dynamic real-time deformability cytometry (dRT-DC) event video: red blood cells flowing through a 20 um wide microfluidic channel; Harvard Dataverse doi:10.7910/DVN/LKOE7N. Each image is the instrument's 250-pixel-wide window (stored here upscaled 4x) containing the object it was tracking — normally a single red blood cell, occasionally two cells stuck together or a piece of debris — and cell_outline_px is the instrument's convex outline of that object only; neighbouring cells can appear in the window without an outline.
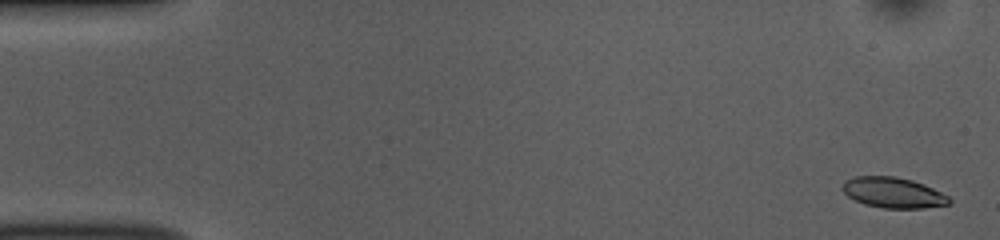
{"species": "common noctule bat (a hibernating species)", "species_latin": "Nyctalus noctula", "temperature_condition": "room temperature", "stored_images_in_passage": 54, "camera_frame_rate_fps": 3000, "um_per_image_px": 0.085, "animal": {"sex": "female", "body_mass_g": 10.0, "forearm_length_mm": 53.1}, "frame": {"image": 1, "passage_image": 2, "time_ms": 0.333, "image_size_px": [1000, 240], "cell_outline_px": [[952, 200], [948, 204], [924, 208], [884, 208], [864, 204], [848, 196], [840, 188], [844, 180], [856, 176], [896, 176], [912, 180], [924, 184], [948, 196]], "centroid_in_image_um": [75.89, 16.36], "position_along_channel_um": 9.1, "area_um2": 19.02}}
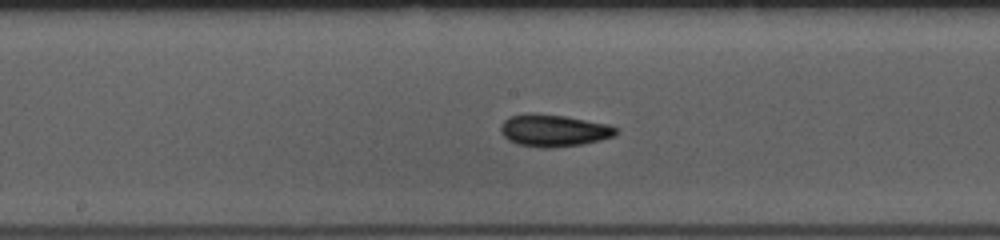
{"frame": {"image": 2, "passage_image": 28, "time_ms": 9.0, "image_size_px": [1000, 240], "cell_outline_px": [[616, 136], [600, 140], [580, 144], [552, 148], [544, 148], [516, 144], [508, 140], [504, 136], [500, 128], [504, 120], [508, 116], [532, 112], [564, 116], [608, 124], [616, 128]], "centroid_in_image_um": [47.03, 11.09], "position_along_channel_um": 201.2, "area_um2": 21.56}}
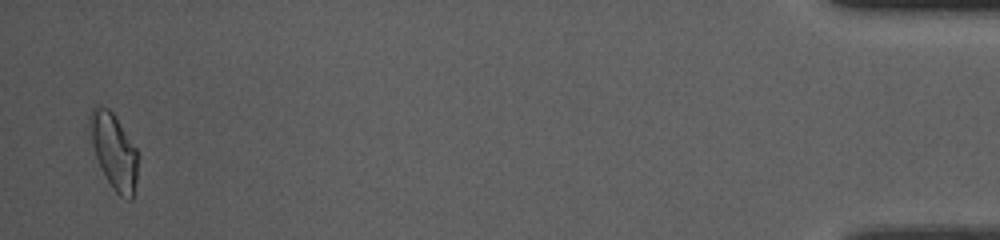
{"frame": {"image": 3, "passage_image": 53, "time_ms": 17.333, "image_size_px": [1000, 240], "cell_outline_px": [[136, 180], [132, 200], [128, 200], [120, 196], [112, 188], [96, 156], [92, 144], [88, 116], [92, 108], [96, 104], [108, 108], [112, 112], [136, 148]], "centroid_in_image_um": [9.66, 12.82], "position_along_channel_um": 425.5, "area_um2": 20.58}, "authors_computed_cell_mechanics": {"area_um2": 20.1722, "velocity_mm_per_s": 3.7177, "shape_relaxation_time_tau1_ms": 4.8479, "shape_relaxation_time_tau2_ms": 2.6801, "deformation_change_tau1": 0.1765, "deformation_change_tau2": 0.0891}}